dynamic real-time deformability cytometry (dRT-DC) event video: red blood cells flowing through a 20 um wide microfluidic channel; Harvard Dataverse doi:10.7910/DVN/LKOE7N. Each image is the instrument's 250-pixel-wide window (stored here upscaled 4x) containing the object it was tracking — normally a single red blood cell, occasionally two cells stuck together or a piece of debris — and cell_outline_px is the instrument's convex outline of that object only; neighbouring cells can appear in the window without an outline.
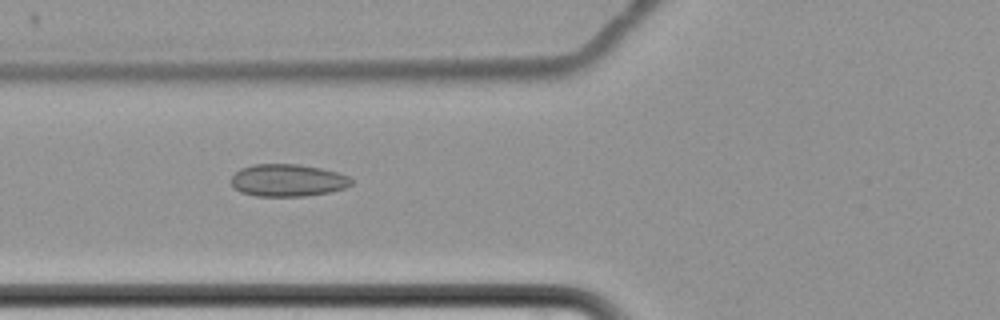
{"species": "common noctule bat (a hibernating species)", "species_latin": "Nyctalus noctula", "temperature_condition": "cold", "stored_images_in_passage": 7, "camera_frame_rate_fps": 3000, "um_per_image_px": 0.085, "animal": {"sex": "female", "body_mass_g": 22.7, "forearm_length_mm": 54.2}, "frame": {"image": 1, "passage_image": 6, "time_ms": 6.0, "image_size_px": [1000, 320], "cell_outline_px": [[352, 184], [344, 188], [328, 192], [304, 196], [256, 196], [240, 192], [232, 188], [232, 176], [240, 168], [252, 164], [296, 164], [320, 168], [336, 172], [348, 176], [352, 180]], "centroid_in_image_um": [24.41, 15.33], "position_along_channel_um": 101.4, "area_um2": 22.6}}
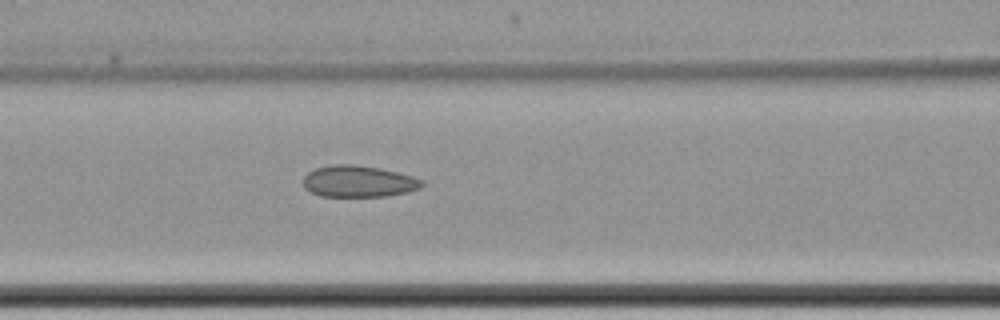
{"frame": {"image": 2, "passage_image": 7, "time_ms": 7.0, "image_size_px": [1000, 320], "cell_outline_px": [[424, 184], [420, 188], [408, 192], [388, 196], [320, 196], [304, 188], [304, 176], [308, 172], [316, 168], [332, 164], [352, 164], [380, 168], [412, 176], [424, 180]], "centroid_in_image_um": [30.49, 15.41], "position_along_channel_um": 136.1, "area_um2": 21.85}}